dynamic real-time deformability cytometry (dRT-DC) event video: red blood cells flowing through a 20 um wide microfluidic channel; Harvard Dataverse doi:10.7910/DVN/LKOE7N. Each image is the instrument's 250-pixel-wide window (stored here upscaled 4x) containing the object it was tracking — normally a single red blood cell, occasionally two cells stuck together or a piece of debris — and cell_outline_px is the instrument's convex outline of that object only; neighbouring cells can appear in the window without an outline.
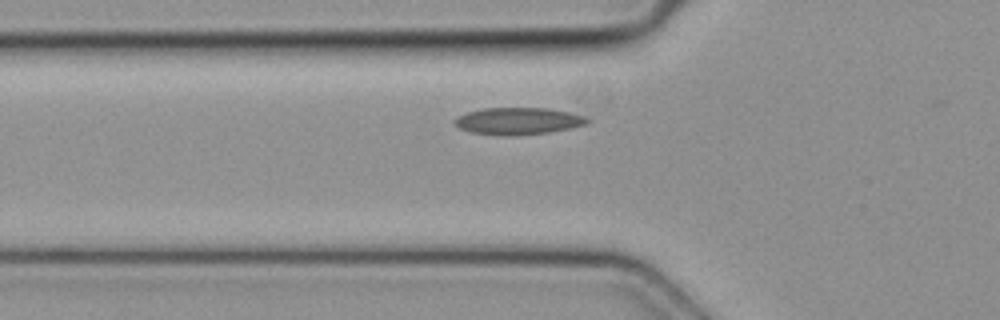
{"species": "common noctule bat (a hibernating species)", "species_latin": "Nyctalus noctula", "temperature_condition": "cold", "stored_images_in_passage": 37, "camera_frame_rate_fps": 3000, "um_per_image_px": 0.085, "animal": {"sex": "female", "body_mass_g": 19.3, "forearm_length_mm": 54.1}, "frame": {"image": 1, "passage_image": 7, "time_ms": 2.0, "image_size_px": [1000, 320], "cell_outline_px": [[592, 120], [588, 124], [572, 128], [548, 132], [508, 136], [504, 136], [468, 132], [460, 128], [456, 124], [456, 120], [460, 116], [468, 112], [484, 108], [548, 108], [568, 112], [584, 116]], "centroid_in_image_um": [44.1, 10.29], "position_along_channel_um": 81.7, "area_um2": 20.75}}
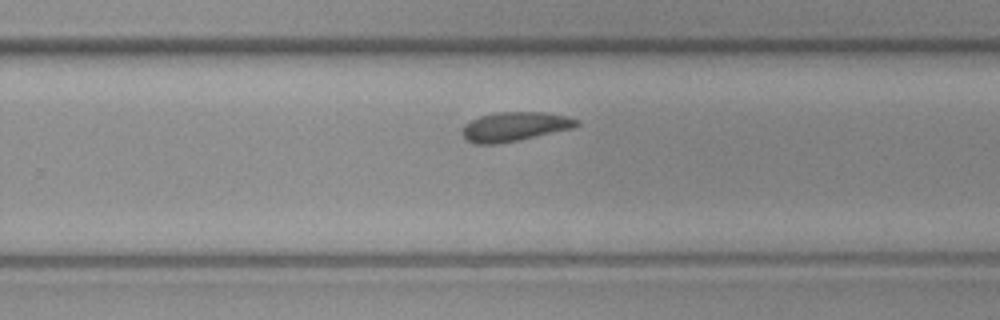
{"frame": {"image": 2, "passage_image": 22, "time_ms": 7.0, "image_size_px": [1000, 320], "cell_outline_px": [[580, 124], [572, 128], [520, 140], [500, 144], [472, 144], [464, 136], [464, 124], [480, 116], [496, 112], [544, 112], [568, 116], [580, 120]], "centroid_in_image_um": [43.78, 10.76], "position_along_channel_um": 286.0, "area_um2": 19.48}}
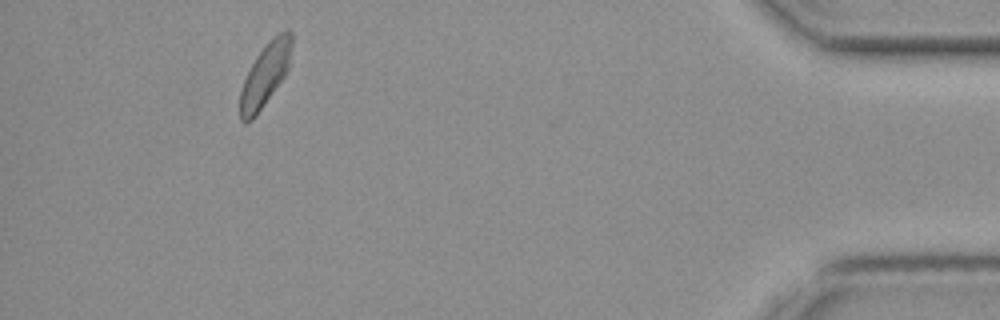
{"frame": {"image": 3, "passage_image": 36, "time_ms": 11.667, "image_size_px": [1000, 320], "cell_outline_px": [[292, 48], [288, 68], [284, 76], [252, 120], [244, 124], [240, 120], [240, 92], [244, 80], [256, 56], [280, 32], [288, 28], [292, 32]], "centroid_in_image_um": [22.54, 6.37], "position_along_channel_um": 412.7, "area_um2": 18.38}}